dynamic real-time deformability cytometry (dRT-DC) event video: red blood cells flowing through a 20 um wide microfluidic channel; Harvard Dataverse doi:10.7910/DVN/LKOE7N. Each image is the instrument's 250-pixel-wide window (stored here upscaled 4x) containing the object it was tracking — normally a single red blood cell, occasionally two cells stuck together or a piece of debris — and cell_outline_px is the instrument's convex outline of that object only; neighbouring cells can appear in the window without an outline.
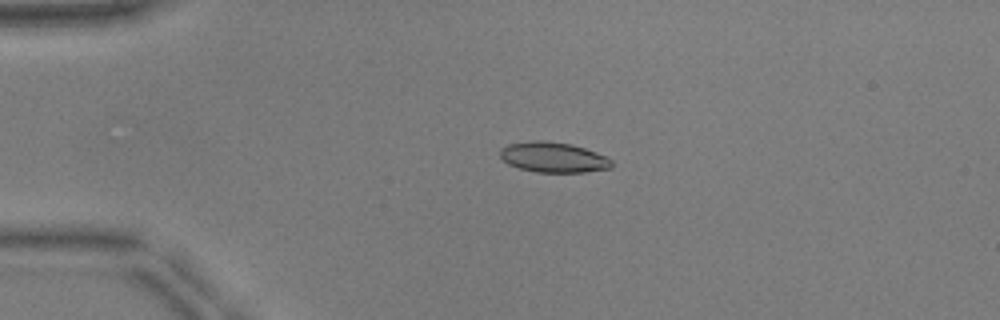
{"species": "common noctule bat (a hibernating species)", "species_latin": "Nyctalus noctula", "temperature_condition": "warm", "stored_images_in_passage": 52, "camera_frame_rate_fps": 3000, "um_per_image_px": 0.085, "animal": {"sex": "male", "body_mass_g": 17.9, "forearm_length_mm": 54.2}, "frame": {"image": 1, "passage_image": 13, "time_ms": 4.0, "image_size_px": [1000, 320], "cell_outline_px": [[612, 168], [584, 172], [536, 172], [520, 168], [508, 164], [500, 156], [500, 148], [508, 144], [532, 140], [544, 140], [572, 144], [596, 152], [612, 160]], "centroid_in_image_um": [47.02, 13.36], "position_along_channel_um": 38.0, "area_um2": 19.71}}
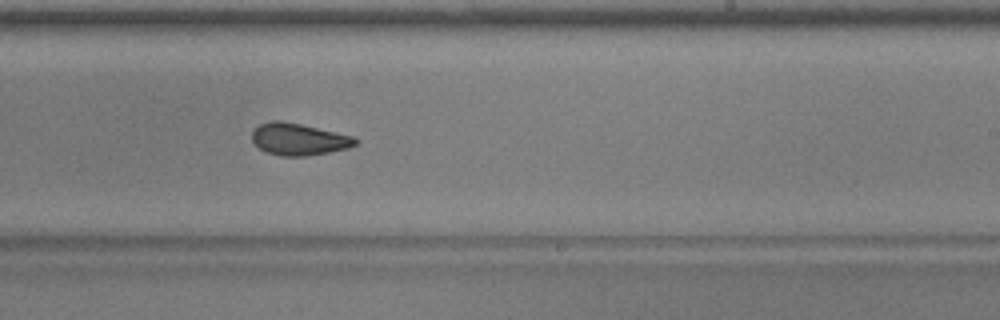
{"frame": {"image": 2, "passage_image": 33, "time_ms": 10.667, "image_size_px": [1000, 320], "cell_outline_px": [[360, 140], [356, 144], [348, 148], [308, 156], [280, 156], [268, 152], [252, 144], [252, 132], [260, 124], [272, 120], [280, 120], [300, 124], [352, 136]], "centroid_in_image_um": [25.37, 11.84], "position_along_channel_um": 263.6, "area_um2": 19.13}}
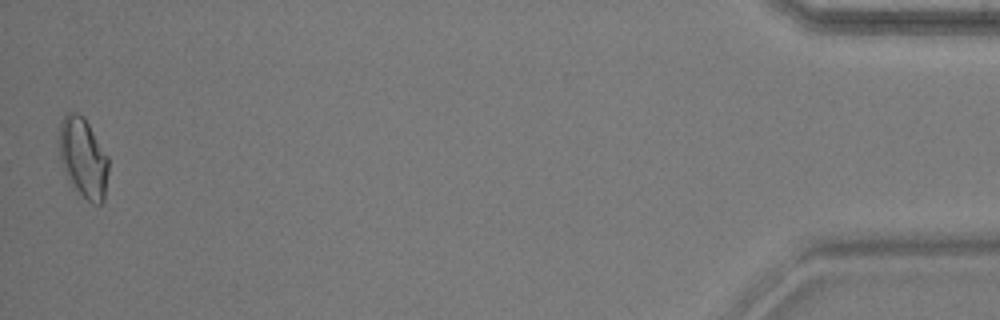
{"frame": {"image": 3, "passage_image": 52, "time_ms": 17.0, "image_size_px": [1000, 320], "cell_outline_px": [[108, 172], [104, 200], [100, 204], [92, 204], [72, 184], [64, 168], [60, 156], [60, 124], [64, 116], [68, 112], [76, 112], [84, 116], [108, 156]], "centroid_in_image_um": [7.11, 13.39], "position_along_channel_um": 428.1, "area_um2": 22.48}, "authors_computed_cell_mechanics": {"area_um2": 19.6231, "velocity_mm_per_s": 3.9388, "shape_relaxation_time_tau1_ms": 3.7194, "shape_relaxation_time_tau2_ms": 2.45, "deformation_change_tau1": 0.1472, "deformation_change_tau2": 0.0858}}